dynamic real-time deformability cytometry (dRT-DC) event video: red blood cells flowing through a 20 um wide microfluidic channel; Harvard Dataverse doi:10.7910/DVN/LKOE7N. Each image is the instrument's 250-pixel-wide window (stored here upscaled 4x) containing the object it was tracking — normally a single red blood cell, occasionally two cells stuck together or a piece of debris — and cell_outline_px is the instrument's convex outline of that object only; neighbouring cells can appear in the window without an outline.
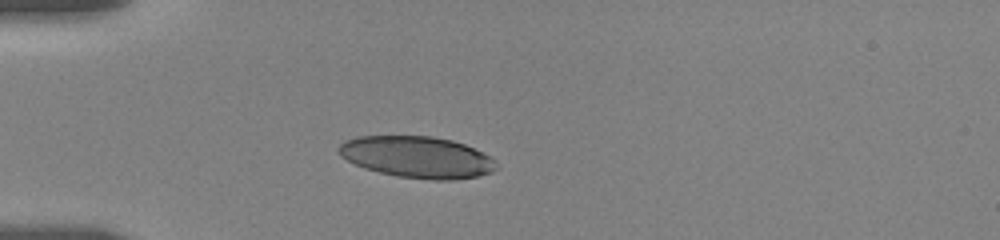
{"species": "human", "species_latin": "Homo sapiens", "temperature_condition": "room temperature", "stored_images_in_passage": 6, "camera_frame_rate_fps": 3000, "um_per_image_px": 0.085, "donor": {"sex": "female"}, "frame": {"image": 1, "passage_image": 1, "time_ms": 0.0, "image_size_px": [1000, 240], "cell_outline_px": [[496, 168], [492, 172], [476, 176], [456, 180], [432, 180], [400, 176], [380, 172], [364, 168], [340, 156], [340, 144], [344, 140], [356, 136], [432, 136], [452, 140], [464, 144], [492, 156]], "centroid_in_image_um": [35.47, 13.34], "position_along_channel_um": 49.5, "area_um2": 37.97}}